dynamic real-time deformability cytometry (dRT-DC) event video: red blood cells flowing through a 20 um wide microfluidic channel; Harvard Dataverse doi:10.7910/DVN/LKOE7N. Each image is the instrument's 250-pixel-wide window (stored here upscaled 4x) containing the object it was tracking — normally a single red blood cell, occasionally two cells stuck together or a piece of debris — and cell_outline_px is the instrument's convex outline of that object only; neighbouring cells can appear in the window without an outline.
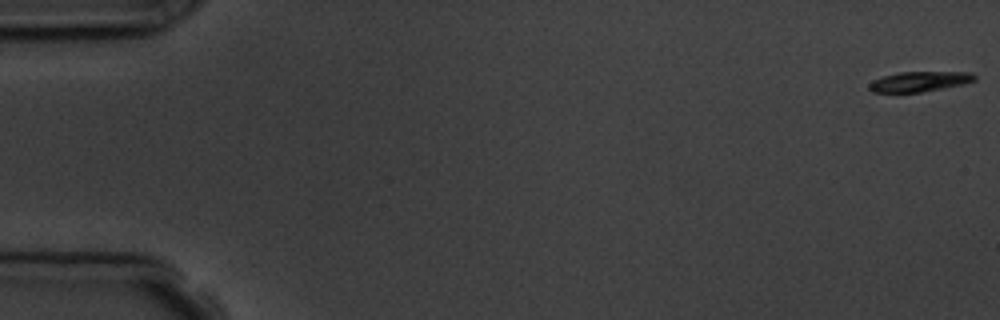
{"species": "common noctule bat (a hibernating species)", "species_latin": "Nyctalus noctula", "temperature_condition": "room temperature", "stored_images_in_passage": 7, "camera_frame_rate_fps": 3000, "um_per_image_px": 0.085, "animal": {"sex": "male", "body_mass_g": 19.5, "forearm_length_mm": 54.6}, "frame": {"image": 1, "passage_image": 1, "time_ms": 0.0, "image_size_px": [1000, 320], "cell_outline_px": [[976, 80], [964, 84], [944, 88], [920, 92], [872, 92], [868, 88], [868, 84], [872, 80], [884, 76], [900, 72], [972, 72], [976, 76]], "centroid_in_image_um": [78.17, 6.93], "position_along_channel_um": 6.8, "area_um2": 12.37}}
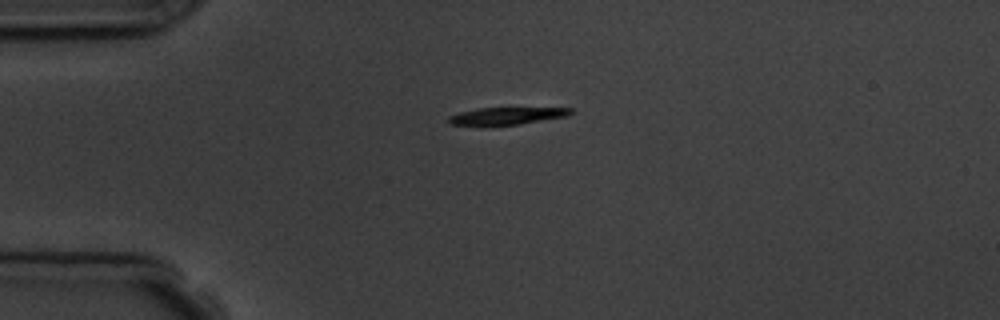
{"frame": {"image": 2, "passage_image": 5, "time_ms": 4.333, "image_size_px": [1000, 320], "cell_outline_px": [[576, 112], [568, 116], [520, 124], [448, 124], [448, 116], [460, 112], [480, 108], [572, 108]], "centroid_in_image_um": [43.16, 9.83], "position_along_channel_um": 41.8, "area_um2": 11.96}}